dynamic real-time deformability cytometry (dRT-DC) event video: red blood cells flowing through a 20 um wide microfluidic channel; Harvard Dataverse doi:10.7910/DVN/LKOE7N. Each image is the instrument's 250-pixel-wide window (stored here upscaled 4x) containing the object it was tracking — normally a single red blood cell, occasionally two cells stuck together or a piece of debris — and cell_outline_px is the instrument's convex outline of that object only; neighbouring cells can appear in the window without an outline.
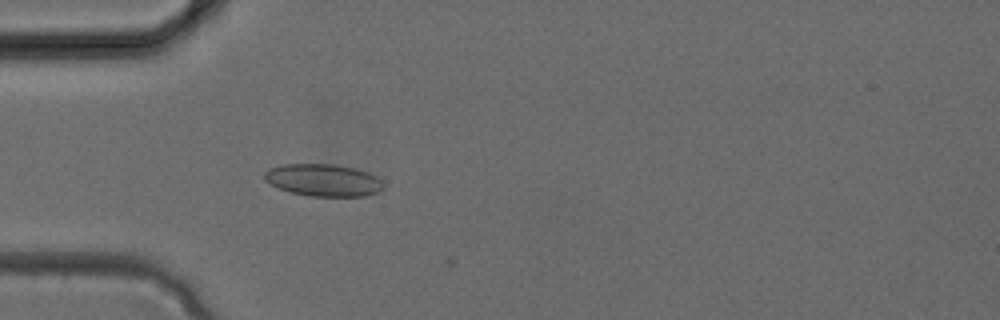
{"species": "common noctule bat (a hibernating species)", "species_latin": "Nyctalus noctula", "temperature_condition": "cold", "stored_images_in_passage": 11, "camera_frame_rate_fps": 3000, "um_per_image_px": 0.085, "animal": {"sex": "female", "body_mass_g": 24.6, "forearm_length_mm": 56.2}, "frame": {"image": 1, "passage_image": 10, "time_ms": 3.0, "image_size_px": [1000, 320], "cell_outline_px": [[384, 188], [380, 192], [364, 196], [312, 196], [292, 192], [268, 184], [264, 180], [264, 172], [268, 168], [284, 164], [336, 164], [356, 168], [368, 172], [376, 176], [384, 184]], "centroid_in_image_um": [27.49, 15.3], "position_along_channel_um": 57.5, "area_um2": 22.54}}